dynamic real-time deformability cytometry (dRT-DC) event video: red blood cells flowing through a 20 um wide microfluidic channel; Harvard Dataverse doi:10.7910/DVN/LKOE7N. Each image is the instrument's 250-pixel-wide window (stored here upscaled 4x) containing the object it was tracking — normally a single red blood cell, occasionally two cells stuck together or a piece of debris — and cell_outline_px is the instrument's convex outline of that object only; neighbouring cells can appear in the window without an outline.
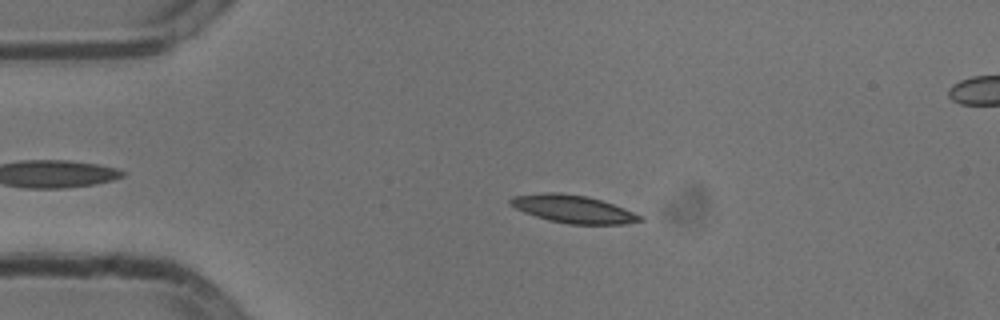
{"species": "common noctule bat (a hibernating species)", "species_latin": "Nyctalus noctula", "temperature_condition": "cold", "stored_images_in_passage": 43, "camera_frame_rate_fps": 3000, "um_per_image_px": 0.085, "animal": {"sex": "male", "body_mass_g": 13.3}, "frame": {"image": 1, "passage_image": 11, "time_ms": 3.333, "image_size_px": [1000, 320], "cell_outline_px": [[644, 220], [624, 224], [568, 224], [548, 220], [524, 212], [508, 204], [508, 200], [512, 196], [544, 192], [560, 192], [588, 196], [624, 208], [644, 216]], "centroid_in_image_um": [48.71, 17.76], "position_along_channel_um": 36.3, "area_um2": 21.1}}
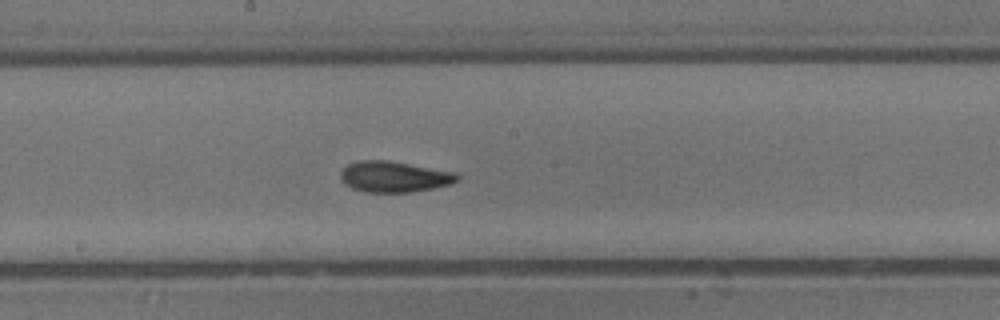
{"frame": {"image": 2, "passage_image": 28, "time_ms": 9.0, "image_size_px": [1000, 320], "cell_outline_px": [[460, 180], [452, 184], [412, 192], [364, 192], [352, 188], [344, 184], [340, 180], [340, 172], [348, 164], [360, 160], [388, 160], [456, 172], [460, 176]], "centroid_in_image_um": [33.51, 15.02], "position_along_channel_um": 214.7, "area_um2": 21.21}}
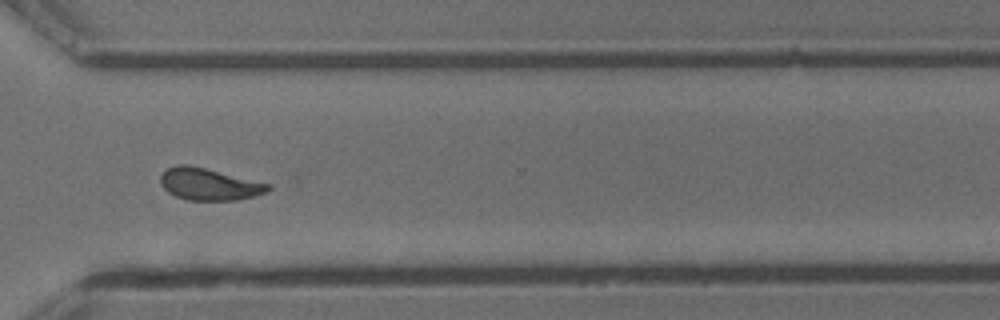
{"frame": {"image": 3, "passage_image": 39, "time_ms": 12.667, "image_size_px": [1000, 320], "cell_outline_px": [[272, 188], [268, 192], [236, 200], [188, 200], [176, 196], [168, 192], [160, 184], [160, 176], [168, 168], [176, 164], [188, 164], [268, 184]], "centroid_in_image_um": [17.73, 15.66], "position_along_channel_um": 352.9, "area_um2": 19.71}, "authors_computed_cell_mechanics": {"area_um2": 20.2878, "velocity_mm_per_s": 3.7819, "shape_relaxation_time_tau1_ms": 4.8009, "shape_relaxation_time_tau2_ms": 2.3259, "deformation_change_tau1": 0.1367, "deformation_change_tau2": 0.0844}}